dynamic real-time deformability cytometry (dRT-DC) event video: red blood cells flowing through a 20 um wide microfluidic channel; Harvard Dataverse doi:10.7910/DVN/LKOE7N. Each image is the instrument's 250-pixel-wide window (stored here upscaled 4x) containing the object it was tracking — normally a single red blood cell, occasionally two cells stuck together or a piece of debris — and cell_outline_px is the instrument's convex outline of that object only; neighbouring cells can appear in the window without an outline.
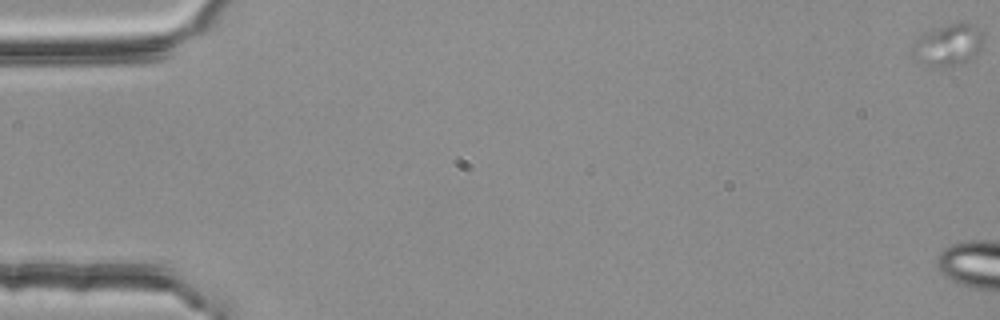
{"species": "common noctule bat (a hibernating species)", "species_latin": "Nyctalus noctula", "temperature_condition": "room temperature", "stored_images_in_passage": 6, "segment_of_instrument_passage": [1, 2], "camera_frame_rate_fps": 3000, "um_per_image_px": 0.085, "animal": {"sex": "female", "body_mass_g": 25.1}, "frame": {"image": 1, "passage_image": 1, "time_ms": 0.0, "image_size_px": [1000, 320], "cell_outline_px": [[984, 36], [980, 48], [968, 60], [960, 64], [928, 64], [912, 60], [912, 44], [924, 32], [964, 20], [980, 28], [984, 32]], "centroid_in_image_um": [80.6, 3.75], "position_along_channel_um": 4.4, "area_um2": 16.99}}